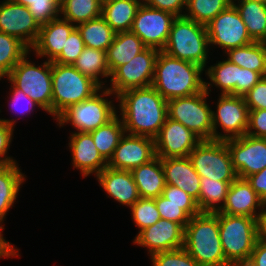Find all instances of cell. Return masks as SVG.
<instances>
[{
	"label": "cell",
	"mask_w": 266,
	"mask_h": 266,
	"mask_svg": "<svg viewBox=\"0 0 266 266\" xmlns=\"http://www.w3.org/2000/svg\"><path fill=\"white\" fill-rule=\"evenodd\" d=\"M16 120L1 119L0 118V164H14L16 161L7 157V151L10 148V144L13 137L14 123Z\"/></svg>",
	"instance_id": "obj_44"
},
{
	"label": "cell",
	"mask_w": 266,
	"mask_h": 266,
	"mask_svg": "<svg viewBox=\"0 0 266 266\" xmlns=\"http://www.w3.org/2000/svg\"><path fill=\"white\" fill-rule=\"evenodd\" d=\"M96 177L108 197L114 198L120 204L131 207L140 199L130 171L115 170L107 166Z\"/></svg>",
	"instance_id": "obj_23"
},
{
	"label": "cell",
	"mask_w": 266,
	"mask_h": 266,
	"mask_svg": "<svg viewBox=\"0 0 266 266\" xmlns=\"http://www.w3.org/2000/svg\"><path fill=\"white\" fill-rule=\"evenodd\" d=\"M76 25L63 18H57L41 26L39 36L31 48L36 56L47 57V61L53 62L62 51L70 33Z\"/></svg>",
	"instance_id": "obj_22"
},
{
	"label": "cell",
	"mask_w": 266,
	"mask_h": 266,
	"mask_svg": "<svg viewBox=\"0 0 266 266\" xmlns=\"http://www.w3.org/2000/svg\"><path fill=\"white\" fill-rule=\"evenodd\" d=\"M11 88L12 90L10 92L12 93V99L10 100V106L13 107L15 113L25 114L31 112L35 106L41 108L38 103L27 96L22 90L16 88L12 83Z\"/></svg>",
	"instance_id": "obj_47"
},
{
	"label": "cell",
	"mask_w": 266,
	"mask_h": 266,
	"mask_svg": "<svg viewBox=\"0 0 266 266\" xmlns=\"http://www.w3.org/2000/svg\"><path fill=\"white\" fill-rule=\"evenodd\" d=\"M243 97L248 110L266 109V76L262 77Z\"/></svg>",
	"instance_id": "obj_45"
},
{
	"label": "cell",
	"mask_w": 266,
	"mask_h": 266,
	"mask_svg": "<svg viewBox=\"0 0 266 266\" xmlns=\"http://www.w3.org/2000/svg\"><path fill=\"white\" fill-rule=\"evenodd\" d=\"M232 4V0H187L184 17L207 25L219 13Z\"/></svg>",
	"instance_id": "obj_38"
},
{
	"label": "cell",
	"mask_w": 266,
	"mask_h": 266,
	"mask_svg": "<svg viewBox=\"0 0 266 266\" xmlns=\"http://www.w3.org/2000/svg\"><path fill=\"white\" fill-rule=\"evenodd\" d=\"M246 180L266 205V168L260 172L251 174Z\"/></svg>",
	"instance_id": "obj_52"
},
{
	"label": "cell",
	"mask_w": 266,
	"mask_h": 266,
	"mask_svg": "<svg viewBox=\"0 0 266 266\" xmlns=\"http://www.w3.org/2000/svg\"><path fill=\"white\" fill-rule=\"evenodd\" d=\"M232 4L239 12L249 36L258 42L266 38V4L255 0H232Z\"/></svg>",
	"instance_id": "obj_29"
},
{
	"label": "cell",
	"mask_w": 266,
	"mask_h": 266,
	"mask_svg": "<svg viewBox=\"0 0 266 266\" xmlns=\"http://www.w3.org/2000/svg\"><path fill=\"white\" fill-rule=\"evenodd\" d=\"M263 220L218 212L219 235L226 261L231 265L248 262L256 241L263 233Z\"/></svg>",
	"instance_id": "obj_4"
},
{
	"label": "cell",
	"mask_w": 266,
	"mask_h": 266,
	"mask_svg": "<svg viewBox=\"0 0 266 266\" xmlns=\"http://www.w3.org/2000/svg\"><path fill=\"white\" fill-rule=\"evenodd\" d=\"M260 209V210H259ZM258 211V213H256ZM219 213L240 215L264 220L266 205L254 191L251 184L242 178H236L229 187L225 204Z\"/></svg>",
	"instance_id": "obj_20"
},
{
	"label": "cell",
	"mask_w": 266,
	"mask_h": 266,
	"mask_svg": "<svg viewBox=\"0 0 266 266\" xmlns=\"http://www.w3.org/2000/svg\"><path fill=\"white\" fill-rule=\"evenodd\" d=\"M145 48L146 46L142 40L131 31L117 32L112 44L106 51L110 75L119 66L130 62L131 59L142 52Z\"/></svg>",
	"instance_id": "obj_26"
},
{
	"label": "cell",
	"mask_w": 266,
	"mask_h": 266,
	"mask_svg": "<svg viewBox=\"0 0 266 266\" xmlns=\"http://www.w3.org/2000/svg\"><path fill=\"white\" fill-rule=\"evenodd\" d=\"M89 133L100 155L109 162L121 137L125 134V129L122 119H119V115H116L108 123Z\"/></svg>",
	"instance_id": "obj_33"
},
{
	"label": "cell",
	"mask_w": 266,
	"mask_h": 266,
	"mask_svg": "<svg viewBox=\"0 0 266 266\" xmlns=\"http://www.w3.org/2000/svg\"><path fill=\"white\" fill-rule=\"evenodd\" d=\"M260 43L263 46V49H264V52H265V56H266V38H264L263 40H261Z\"/></svg>",
	"instance_id": "obj_55"
},
{
	"label": "cell",
	"mask_w": 266,
	"mask_h": 266,
	"mask_svg": "<svg viewBox=\"0 0 266 266\" xmlns=\"http://www.w3.org/2000/svg\"><path fill=\"white\" fill-rule=\"evenodd\" d=\"M153 266H201L184 248L151 255Z\"/></svg>",
	"instance_id": "obj_42"
},
{
	"label": "cell",
	"mask_w": 266,
	"mask_h": 266,
	"mask_svg": "<svg viewBox=\"0 0 266 266\" xmlns=\"http://www.w3.org/2000/svg\"><path fill=\"white\" fill-rule=\"evenodd\" d=\"M27 56L14 66L7 80L52 115V62L45 61L37 67Z\"/></svg>",
	"instance_id": "obj_8"
},
{
	"label": "cell",
	"mask_w": 266,
	"mask_h": 266,
	"mask_svg": "<svg viewBox=\"0 0 266 266\" xmlns=\"http://www.w3.org/2000/svg\"><path fill=\"white\" fill-rule=\"evenodd\" d=\"M225 54L228 56L227 60L235 65L266 76V56L260 42L253 41L246 46L229 49Z\"/></svg>",
	"instance_id": "obj_32"
},
{
	"label": "cell",
	"mask_w": 266,
	"mask_h": 266,
	"mask_svg": "<svg viewBox=\"0 0 266 266\" xmlns=\"http://www.w3.org/2000/svg\"><path fill=\"white\" fill-rule=\"evenodd\" d=\"M255 1L262 2V3L266 4V0H255Z\"/></svg>",
	"instance_id": "obj_57"
},
{
	"label": "cell",
	"mask_w": 266,
	"mask_h": 266,
	"mask_svg": "<svg viewBox=\"0 0 266 266\" xmlns=\"http://www.w3.org/2000/svg\"><path fill=\"white\" fill-rule=\"evenodd\" d=\"M210 82L221 89V94L237 96V82H239L240 66L229 60L219 61L205 70Z\"/></svg>",
	"instance_id": "obj_36"
},
{
	"label": "cell",
	"mask_w": 266,
	"mask_h": 266,
	"mask_svg": "<svg viewBox=\"0 0 266 266\" xmlns=\"http://www.w3.org/2000/svg\"><path fill=\"white\" fill-rule=\"evenodd\" d=\"M208 45L206 26L181 16L173 20L167 42L162 51L172 57L205 68L209 57Z\"/></svg>",
	"instance_id": "obj_5"
},
{
	"label": "cell",
	"mask_w": 266,
	"mask_h": 266,
	"mask_svg": "<svg viewBox=\"0 0 266 266\" xmlns=\"http://www.w3.org/2000/svg\"><path fill=\"white\" fill-rule=\"evenodd\" d=\"M262 229H263V233L266 235V212H265V217L262 223Z\"/></svg>",
	"instance_id": "obj_54"
},
{
	"label": "cell",
	"mask_w": 266,
	"mask_h": 266,
	"mask_svg": "<svg viewBox=\"0 0 266 266\" xmlns=\"http://www.w3.org/2000/svg\"><path fill=\"white\" fill-rule=\"evenodd\" d=\"M102 89L73 65L52 62V115L57 118L69 106L89 99Z\"/></svg>",
	"instance_id": "obj_6"
},
{
	"label": "cell",
	"mask_w": 266,
	"mask_h": 266,
	"mask_svg": "<svg viewBox=\"0 0 266 266\" xmlns=\"http://www.w3.org/2000/svg\"><path fill=\"white\" fill-rule=\"evenodd\" d=\"M147 6L169 12L176 17L184 15L182 10L186 8L187 0H146Z\"/></svg>",
	"instance_id": "obj_48"
},
{
	"label": "cell",
	"mask_w": 266,
	"mask_h": 266,
	"mask_svg": "<svg viewBox=\"0 0 266 266\" xmlns=\"http://www.w3.org/2000/svg\"><path fill=\"white\" fill-rule=\"evenodd\" d=\"M130 209L132 219L140 231L161 219L154 198H140Z\"/></svg>",
	"instance_id": "obj_41"
},
{
	"label": "cell",
	"mask_w": 266,
	"mask_h": 266,
	"mask_svg": "<svg viewBox=\"0 0 266 266\" xmlns=\"http://www.w3.org/2000/svg\"><path fill=\"white\" fill-rule=\"evenodd\" d=\"M60 14L77 26L102 16V4L98 0H60Z\"/></svg>",
	"instance_id": "obj_34"
},
{
	"label": "cell",
	"mask_w": 266,
	"mask_h": 266,
	"mask_svg": "<svg viewBox=\"0 0 266 266\" xmlns=\"http://www.w3.org/2000/svg\"><path fill=\"white\" fill-rule=\"evenodd\" d=\"M204 70L195 63L159 51L152 86L167 101L192 96L205 89V81L201 77Z\"/></svg>",
	"instance_id": "obj_2"
},
{
	"label": "cell",
	"mask_w": 266,
	"mask_h": 266,
	"mask_svg": "<svg viewBox=\"0 0 266 266\" xmlns=\"http://www.w3.org/2000/svg\"><path fill=\"white\" fill-rule=\"evenodd\" d=\"M155 199V204L160 217L181 224L184 228L190 218L201 211L197 204H174L162 195Z\"/></svg>",
	"instance_id": "obj_39"
},
{
	"label": "cell",
	"mask_w": 266,
	"mask_h": 266,
	"mask_svg": "<svg viewBox=\"0 0 266 266\" xmlns=\"http://www.w3.org/2000/svg\"><path fill=\"white\" fill-rule=\"evenodd\" d=\"M101 4H104V3H106V2H108V1H111V0H98Z\"/></svg>",
	"instance_id": "obj_56"
},
{
	"label": "cell",
	"mask_w": 266,
	"mask_h": 266,
	"mask_svg": "<svg viewBox=\"0 0 266 266\" xmlns=\"http://www.w3.org/2000/svg\"><path fill=\"white\" fill-rule=\"evenodd\" d=\"M262 77L259 72L240 67L239 82H237V96L243 97Z\"/></svg>",
	"instance_id": "obj_49"
},
{
	"label": "cell",
	"mask_w": 266,
	"mask_h": 266,
	"mask_svg": "<svg viewBox=\"0 0 266 266\" xmlns=\"http://www.w3.org/2000/svg\"><path fill=\"white\" fill-rule=\"evenodd\" d=\"M188 157L205 180L234 181L237 178L225 141L202 140Z\"/></svg>",
	"instance_id": "obj_10"
},
{
	"label": "cell",
	"mask_w": 266,
	"mask_h": 266,
	"mask_svg": "<svg viewBox=\"0 0 266 266\" xmlns=\"http://www.w3.org/2000/svg\"><path fill=\"white\" fill-rule=\"evenodd\" d=\"M120 115L125 133L155 138L167 117V100L151 85L119 94Z\"/></svg>",
	"instance_id": "obj_1"
},
{
	"label": "cell",
	"mask_w": 266,
	"mask_h": 266,
	"mask_svg": "<svg viewBox=\"0 0 266 266\" xmlns=\"http://www.w3.org/2000/svg\"><path fill=\"white\" fill-rule=\"evenodd\" d=\"M2 227H0V257L3 258V257H8L10 258L11 257H15V256H18L19 254V250L18 249H15L13 245H11L10 242H7L3 235H2Z\"/></svg>",
	"instance_id": "obj_53"
},
{
	"label": "cell",
	"mask_w": 266,
	"mask_h": 266,
	"mask_svg": "<svg viewBox=\"0 0 266 266\" xmlns=\"http://www.w3.org/2000/svg\"><path fill=\"white\" fill-rule=\"evenodd\" d=\"M233 181L205 180L200 177L199 209L201 212H216L225 204ZM221 202L223 204H221ZM221 206H220V204Z\"/></svg>",
	"instance_id": "obj_35"
},
{
	"label": "cell",
	"mask_w": 266,
	"mask_h": 266,
	"mask_svg": "<svg viewBox=\"0 0 266 266\" xmlns=\"http://www.w3.org/2000/svg\"><path fill=\"white\" fill-rule=\"evenodd\" d=\"M29 51L19 39L0 32V76L6 77Z\"/></svg>",
	"instance_id": "obj_37"
},
{
	"label": "cell",
	"mask_w": 266,
	"mask_h": 266,
	"mask_svg": "<svg viewBox=\"0 0 266 266\" xmlns=\"http://www.w3.org/2000/svg\"><path fill=\"white\" fill-rule=\"evenodd\" d=\"M246 134L256 138H266V109L249 110Z\"/></svg>",
	"instance_id": "obj_46"
},
{
	"label": "cell",
	"mask_w": 266,
	"mask_h": 266,
	"mask_svg": "<svg viewBox=\"0 0 266 266\" xmlns=\"http://www.w3.org/2000/svg\"><path fill=\"white\" fill-rule=\"evenodd\" d=\"M155 156L153 138L125 133L107 166L115 170L131 171Z\"/></svg>",
	"instance_id": "obj_18"
},
{
	"label": "cell",
	"mask_w": 266,
	"mask_h": 266,
	"mask_svg": "<svg viewBox=\"0 0 266 266\" xmlns=\"http://www.w3.org/2000/svg\"><path fill=\"white\" fill-rule=\"evenodd\" d=\"M201 266H231L222 250L218 211L200 212L185 226L184 246Z\"/></svg>",
	"instance_id": "obj_3"
},
{
	"label": "cell",
	"mask_w": 266,
	"mask_h": 266,
	"mask_svg": "<svg viewBox=\"0 0 266 266\" xmlns=\"http://www.w3.org/2000/svg\"><path fill=\"white\" fill-rule=\"evenodd\" d=\"M85 47L80 32L75 28L68 36L61 54L53 62L62 65H73Z\"/></svg>",
	"instance_id": "obj_43"
},
{
	"label": "cell",
	"mask_w": 266,
	"mask_h": 266,
	"mask_svg": "<svg viewBox=\"0 0 266 266\" xmlns=\"http://www.w3.org/2000/svg\"><path fill=\"white\" fill-rule=\"evenodd\" d=\"M211 83L202 92L168 100V118L180 122L201 140H213L212 110L206 102Z\"/></svg>",
	"instance_id": "obj_7"
},
{
	"label": "cell",
	"mask_w": 266,
	"mask_h": 266,
	"mask_svg": "<svg viewBox=\"0 0 266 266\" xmlns=\"http://www.w3.org/2000/svg\"><path fill=\"white\" fill-rule=\"evenodd\" d=\"M216 112L212 110L213 140H228L246 135L249 110L244 97L220 94ZM221 127L224 134L217 131Z\"/></svg>",
	"instance_id": "obj_12"
},
{
	"label": "cell",
	"mask_w": 266,
	"mask_h": 266,
	"mask_svg": "<svg viewBox=\"0 0 266 266\" xmlns=\"http://www.w3.org/2000/svg\"><path fill=\"white\" fill-rule=\"evenodd\" d=\"M40 28L28 7L7 0L0 4V32L19 39L30 49Z\"/></svg>",
	"instance_id": "obj_17"
},
{
	"label": "cell",
	"mask_w": 266,
	"mask_h": 266,
	"mask_svg": "<svg viewBox=\"0 0 266 266\" xmlns=\"http://www.w3.org/2000/svg\"><path fill=\"white\" fill-rule=\"evenodd\" d=\"M201 141L183 124L167 117L154 138L155 154L161 159L187 157Z\"/></svg>",
	"instance_id": "obj_16"
},
{
	"label": "cell",
	"mask_w": 266,
	"mask_h": 266,
	"mask_svg": "<svg viewBox=\"0 0 266 266\" xmlns=\"http://www.w3.org/2000/svg\"><path fill=\"white\" fill-rule=\"evenodd\" d=\"M166 184L184 190L193 197L199 207L200 176L193 168L189 157L161 159Z\"/></svg>",
	"instance_id": "obj_24"
},
{
	"label": "cell",
	"mask_w": 266,
	"mask_h": 266,
	"mask_svg": "<svg viewBox=\"0 0 266 266\" xmlns=\"http://www.w3.org/2000/svg\"><path fill=\"white\" fill-rule=\"evenodd\" d=\"M14 164H0V227L4 218L17 199L20 186L26 180L21 169Z\"/></svg>",
	"instance_id": "obj_27"
},
{
	"label": "cell",
	"mask_w": 266,
	"mask_h": 266,
	"mask_svg": "<svg viewBox=\"0 0 266 266\" xmlns=\"http://www.w3.org/2000/svg\"><path fill=\"white\" fill-rule=\"evenodd\" d=\"M141 4L138 0L108 1L102 4V17L116 33L130 31Z\"/></svg>",
	"instance_id": "obj_28"
},
{
	"label": "cell",
	"mask_w": 266,
	"mask_h": 266,
	"mask_svg": "<svg viewBox=\"0 0 266 266\" xmlns=\"http://www.w3.org/2000/svg\"><path fill=\"white\" fill-rule=\"evenodd\" d=\"M225 143L238 178L246 179L251 174L266 168V138H256L246 134L225 140Z\"/></svg>",
	"instance_id": "obj_15"
},
{
	"label": "cell",
	"mask_w": 266,
	"mask_h": 266,
	"mask_svg": "<svg viewBox=\"0 0 266 266\" xmlns=\"http://www.w3.org/2000/svg\"><path fill=\"white\" fill-rule=\"evenodd\" d=\"M73 66L83 75L95 81L102 89L105 84L100 81L99 77L110 78L111 76L107 54L102 50L85 47Z\"/></svg>",
	"instance_id": "obj_30"
},
{
	"label": "cell",
	"mask_w": 266,
	"mask_h": 266,
	"mask_svg": "<svg viewBox=\"0 0 266 266\" xmlns=\"http://www.w3.org/2000/svg\"><path fill=\"white\" fill-rule=\"evenodd\" d=\"M70 135L72 164L80 170L83 177L92 173L97 175L107 167L108 162L100 155L90 133L75 131Z\"/></svg>",
	"instance_id": "obj_21"
},
{
	"label": "cell",
	"mask_w": 266,
	"mask_h": 266,
	"mask_svg": "<svg viewBox=\"0 0 266 266\" xmlns=\"http://www.w3.org/2000/svg\"><path fill=\"white\" fill-rule=\"evenodd\" d=\"M162 196L174 204H197L196 200L184 190L170 184H166Z\"/></svg>",
	"instance_id": "obj_50"
},
{
	"label": "cell",
	"mask_w": 266,
	"mask_h": 266,
	"mask_svg": "<svg viewBox=\"0 0 266 266\" xmlns=\"http://www.w3.org/2000/svg\"><path fill=\"white\" fill-rule=\"evenodd\" d=\"M131 174L137 185L140 198H157L166 186L161 158L155 156L149 162L132 169Z\"/></svg>",
	"instance_id": "obj_25"
},
{
	"label": "cell",
	"mask_w": 266,
	"mask_h": 266,
	"mask_svg": "<svg viewBox=\"0 0 266 266\" xmlns=\"http://www.w3.org/2000/svg\"><path fill=\"white\" fill-rule=\"evenodd\" d=\"M28 7L37 23L42 26L49 21L62 17L60 0H7Z\"/></svg>",
	"instance_id": "obj_40"
},
{
	"label": "cell",
	"mask_w": 266,
	"mask_h": 266,
	"mask_svg": "<svg viewBox=\"0 0 266 266\" xmlns=\"http://www.w3.org/2000/svg\"><path fill=\"white\" fill-rule=\"evenodd\" d=\"M246 266H266V235L262 233L251 253Z\"/></svg>",
	"instance_id": "obj_51"
},
{
	"label": "cell",
	"mask_w": 266,
	"mask_h": 266,
	"mask_svg": "<svg viewBox=\"0 0 266 266\" xmlns=\"http://www.w3.org/2000/svg\"><path fill=\"white\" fill-rule=\"evenodd\" d=\"M206 28L209 46L216 45L223 48L224 52L232 48L246 46L254 41L249 36L247 28L233 4L211 20Z\"/></svg>",
	"instance_id": "obj_13"
},
{
	"label": "cell",
	"mask_w": 266,
	"mask_h": 266,
	"mask_svg": "<svg viewBox=\"0 0 266 266\" xmlns=\"http://www.w3.org/2000/svg\"><path fill=\"white\" fill-rule=\"evenodd\" d=\"M109 95L114 94L107 88L100 89L89 99L69 106L57 117L59 127L71 122L70 124L78 132L89 133L105 125L117 115L116 107L113 106L112 100L108 101V99L104 98V96L107 97Z\"/></svg>",
	"instance_id": "obj_9"
},
{
	"label": "cell",
	"mask_w": 266,
	"mask_h": 266,
	"mask_svg": "<svg viewBox=\"0 0 266 266\" xmlns=\"http://www.w3.org/2000/svg\"><path fill=\"white\" fill-rule=\"evenodd\" d=\"M86 47L107 51L112 44L116 32L100 16L87 22L77 24Z\"/></svg>",
	"instance_id": "obj_31"
},
{
	"label": "cell",
	"mask_w": 266,
	"mask_h": 266,
	"mask_svg": "<svg viewBox=\"0 0 266 266\" xmlns=\"http://www.w3.org/2000/svg\"><path fill=\"white\" fill-rule=\"evenodd\" d=\"M185 228L174 221L159 219L138 232L133 243L146 247L151 255L183 248Z\"/></svg>",
	"instance_id": "obj_19"
},
{
	"label": "cell",
	"mask_w": 266,
	"mask_h": 266,
	"mask_svg": "<svg viewBox=\"0 0 266 266\" xmlns=\"http://www.w3.org/2000/svg\"><path fill=\"white\" fill-rule=\"evenodd\" d=\"M175 18L176 16L169 12L142 3L137 10L130 31L136 34L146 47L162 51Z\"/></svg>",
	"instance_id": "obj_14"
},
{
	"label": "cell",
	"mask_w": 266,
	"mask_h": 266,
	"mask_svg": "<svg viewBox=\"0 0 266 266\" xmlns=\"http://www.w3.org/2000/svg\"><path fill=\"white\" fill-rule=\"evenodd\" d=\"M158 53L159 50L146 47L130 62L119 66L111 74V85L107 89L117 97L126 90L151 86Z\"/></svg>",
	"instance_id": "obj_11"
}]
</instances>
